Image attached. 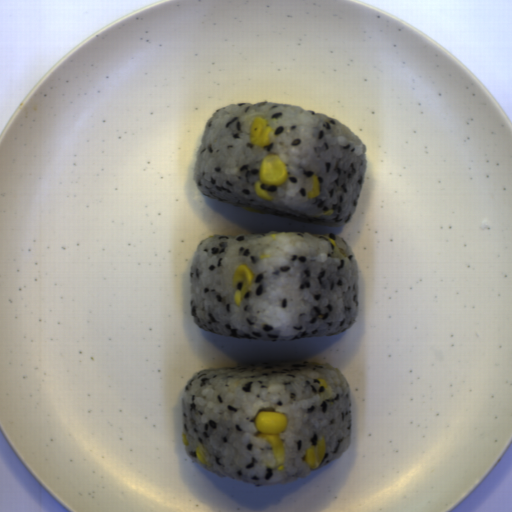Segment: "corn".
Masks as SVG:
<instances>
[{"label": "corn", "instance_id": "corn-7", "mask_svg": "<svg viewBox=\"0 0 512 512\" xmlns=\"http://www.w3.org/2000/svg\"><path fill=\"white\" fill-rule=\"evenodd\" d=\"M318 380L320 381V385L324 386V392L321 394L320 399H321L322 401H326V400H328L329 398H331V396H332L331 387H330V385H329L327 382H325L323 379H321V378H320V379H318Z\"/></svg>", "mask_w": 512, "mask_h": 512}, {"label": "corn", "instance_id": "corn-2", "mask_svg": "<svg viewBox=\"0 0 512 512\" xmlns=\"http://www.w3.org/2000/svg\"><path fill=\"white\" fill-rule=\"evenodd\" d=\"M288 177V168L281 157L270 154L263 158L258 171V180L254 181L253 190L257 197L272 200V196L261 188L281 186Z\"/></svg>", "mask_w": 512, "mask_h": 512}, {"label": "corn", "instance_id": "corn-10", "mask_svg": "<svg viewBox=\"0 0 512 512\" xmlns=\"http://www.w3.org/2000/svg\"><path fill=\"white\" fill-rule=\"evenodd\" d=\"M243 210L247 211V212H252V213H259V214H263L264 212L260 211V210H257V209H254V208H251V207H242Z\"/></svg>", "mask_w": 512, "mask_h": 512}, {"label": "corn", "instance_id": "corn-6", "mask_svg": "<svg viewBox=\"0 0 512 512\" xmlns=\"http://www.w3.org/2000/svg\"><path fill=\"white\" fill-rule=\"evenodd\" d=\"M311 182L313 183V189L308 191L307 198H315L320 195V183H319V177L316 175L311 176L310 178Z\"/></svg>", "mask_w": 512, "mask_h": 512}, {"label": "corn", "instance_id": "corn-1", "mask_svg": "<svg viewBox=\"0 0 512 512\" xmlns=\"http://www.w3.org/2000/svg\"><path fill=\"white\" fill-rule=\"evenodd\" d=\"M254 426L257 430L256 438L265 440L271 446L274 469L284 470L285 452L280 434L286 431L287 416L280 412L260 410L254 419Z\"/></svg>", "mask_w": 512, "mask_h": 512}, {"label": "corn", "instance_id": "corn-11", "mask_svg": "<svg viewBox=\"0 0 512 512\" xmlns=\"http://www.w3.org/2000/svg\"><path fill=\"white\" fill-rule=\"evenodd\" d=\"M181 439L184 445L189 446V441L187 439L186 434L181 433Z\"/></svg>", "mask_w": 512, "mask_h": 512}, {"label": "corn", "instance_id": "corn-4", "mask_svg": "<svg viewBox=\"0 0 512 512\" xmlns=\"http://www.w3.org/2000/svg\"><path fill=\"white\" fill-rule=\"evenodd\" d=\"M271 133L272 127L268 126L266 119L262 116L253 118L250 125V140L254 146H268L271 142V140H269Z\"/></svg>", "mask_w": 512, "mask_h": 512}, {"label": "corn", "instance_id": "corn-3", "mask_svg": "<svg viewBox=\"0 0 512 512\" xmlns=\"http://www.w3.org/2000/svg\"><path fill=\"white\" fill-rule=\"evenodd\" d=\"M255 275L248 265H239L233 273L231 285L234 287L238 282H243L241 289H236L233 295L234 304L240 307L241 302L250 289Z\"/></svg>", "mask_w": 512, "mask_h": 512}, {"label": "corn", "instance_id": "corn-12", "mask_svg": "<svg viewBox=\"0 0 512 512\" xmlns=\"http://www.w3.org/2000/svg\"><path fill=\"white\" fill-rule=\"evenodd\" d=\"M334 212L333 210H328L326 213H322V214H317L315 217H323V216H329V215H332Z\"/></svg>", "mask_w": 512, "mask_h": 512}, {"label": "corn", "instance_id": "corn-5", "mask_svg": "<svg viewBox=\"0 0 512 512\" xmlns=\"http://www.w3.org/2000/svg\"><path fill=\"white\" fill-rule=\"evenodd\" d=\"M326 454V442L324 436H320L315 447H308L304 453L305 461L310 469L318 468Z\"/></svg>", "mask_w": 512, "mask_h": 512}, {"label": "corn", "instance_id": "corn-9", "mask_svg": "<svg viewBox=\"0 0 512 512\" xmlns=\"http://www.w3.org/2000/svg\"><path fill=\"white\" fill-rule=\"evenodd\" d=\"M195 453H196V456H197V459L202 463V464H205L207 466H210V462H206V459H205V452H204V449H203V446H199L196 448L195 450Z\"/></svg>", "mask_w": 512, "mask_h": 512}, {"label": "corn", "instance_id": "corn-8", "mask_svg": "<svg viewBox=\"0 0 512 512\" xmlns=\"http://www.w3.org/2000/svg\"><path fill=\"white\" fill-rule=\"evenodd\" d=\"M328 241L334 246V251L332 253V257H335V258H344V257H346V253L343 251L342 248H340L335 243V241L331 237H328Z\"/></svg>", "mask_w": 512, "mask_h": 512}]
</instances>
